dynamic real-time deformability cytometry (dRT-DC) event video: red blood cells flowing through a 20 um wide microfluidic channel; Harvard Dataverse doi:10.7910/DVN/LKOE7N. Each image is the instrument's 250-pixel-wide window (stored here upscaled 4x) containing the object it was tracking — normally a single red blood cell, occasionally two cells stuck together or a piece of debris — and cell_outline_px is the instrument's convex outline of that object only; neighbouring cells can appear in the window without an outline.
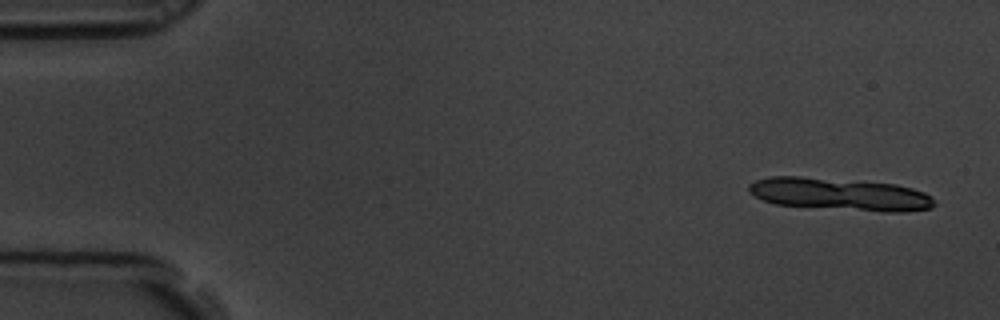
{"species": "common noctule bat (a hibernating species)", "species_latin": "Nyctalus noctula", "temperature_condition": "room temperature", "stored_images_in_passage": 9, "camera_frame_rate_fps": 3000, "um_per_image_px": 0.085, "animal": {"sex": "male", "body_mass_g": 19.5, "forearm_length_mm": 54.6}, "frame": {"image": 1, "passage_image": 1, "time_ms": 0.0, "image_size_px": [1000, 320], "cell_outline_px": [[932, 204], [928, 208], [864, 208], [784, 204], [768, 200], [752, 192], [752, 184], [760, 180], [816, 180], [888, 184], [908, 188], [920, 192], [928, 196]], "centroid_in_image_um": [71.42, 16.51], "position_along_channel_um": 13.6, "area_um2": 28.84}}